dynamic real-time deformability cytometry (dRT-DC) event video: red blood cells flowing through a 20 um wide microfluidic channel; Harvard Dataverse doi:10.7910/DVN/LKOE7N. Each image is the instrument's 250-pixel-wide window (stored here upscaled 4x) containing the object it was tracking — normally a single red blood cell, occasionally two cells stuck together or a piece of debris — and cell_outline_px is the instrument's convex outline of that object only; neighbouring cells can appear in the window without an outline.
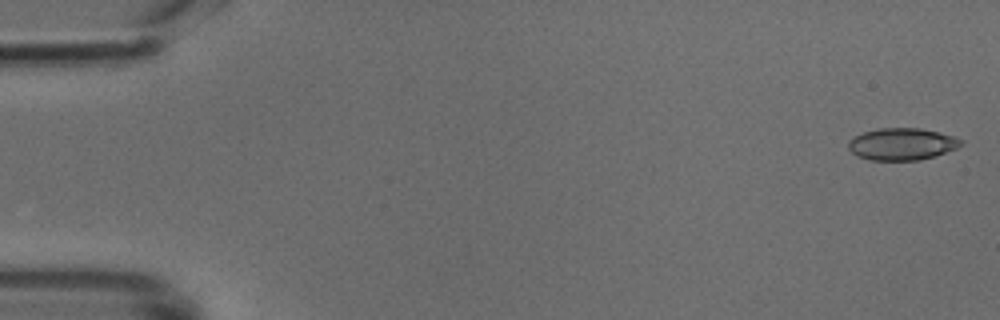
{"species": "common noctule bat (a hibernating species)", "species_latin": "Nyctalus noctula", "temperature_condition": "cold", "stored_images_in_passage": 48, "camera_frame_rate_fps": 3000, "um_per_image_px": 0.085, "animal": {"sex": "male", "body_mass_g": 18.8}, "frame": {"image": 1, "passage_image": 1, "time_ms": 0.0, "image_size_px": [1000, 320], "cell_outline_px": [[964, 144], [956, 148], [936, 156], [920, 160], [872, 160], [860, 156], [852, 152], [848, 148], [848, 140], [864, 132], [880, 128], [920, 128], [940, 132], [964, 140]], "centroid_in_image_um": [76.71, 12.24], "position_along_channel_um": 8.3, "area_um2": 20.98}}
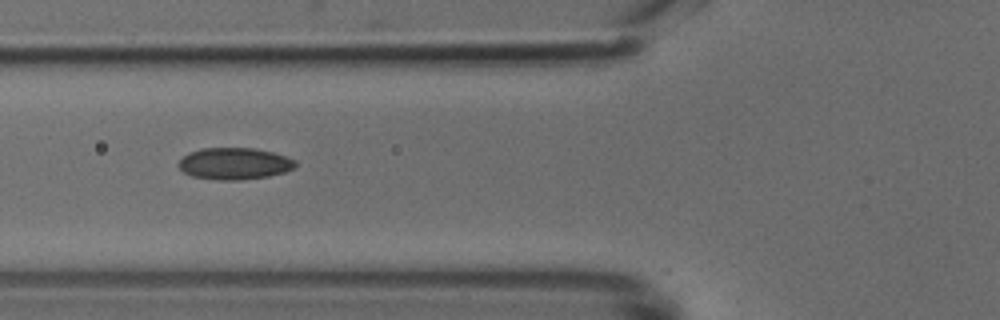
{"frame": {"image": 2, "passage_image": 18, "time_ms": 5.667, "image_size_px": [1000, 320], "cell_outline_px": [[296, 168], [284, 172], [268, 176], [240, 180], [220, 180], [192, 176], [184, 172], [176, 164], [188, 152], [200, 148], [256, 148], [272, 152], [296, 160]], "centroid_in_image_um": [19.92, 13.9], "position_along_channel_um": 105.9, "area_um2": 21.68}}
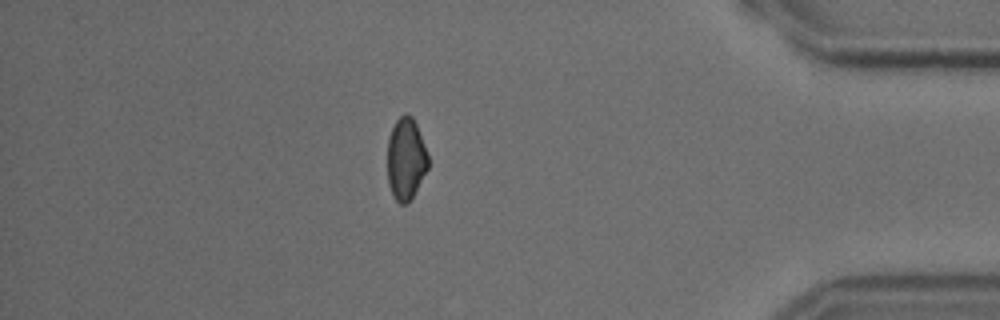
{"frame": {"image": 3, "passage_image": 42, "time_ms": 13.667, "image_size_px": [1000, 320], "cell_outline_px": [[428, 168], [412, 196], [404, 204], [400, 204], [396, 200], [388, 184], [388, 140], [392, 128], [396, 120], [404, 112], [412, 116], [416, 124], [428, 156]], "centroid_in_image_um": [34.49, 13.47], "position_along_channel_um": 400.7, "area_um2": 19.07}}